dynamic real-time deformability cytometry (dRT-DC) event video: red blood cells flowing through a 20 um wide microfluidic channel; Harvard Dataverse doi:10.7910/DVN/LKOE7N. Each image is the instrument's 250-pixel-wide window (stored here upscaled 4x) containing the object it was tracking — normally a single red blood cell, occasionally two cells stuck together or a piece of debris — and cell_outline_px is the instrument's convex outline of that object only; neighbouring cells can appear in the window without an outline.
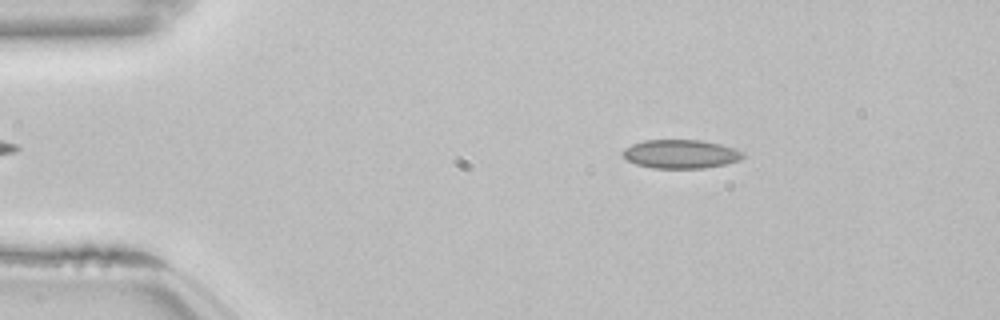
{"species": "common noctule bat (a hibernating species)", "species_latin": "Nyctalus noctula", "temperature_condition": "room temperature", "stored_images_in_passage": 52, "camera_frame_rate_fps": 3000, "um_per_image_px": 0.085, "animal": {"sex": "female", "body_mass_g": 22.7, "forearm_length_mm": 54.2}, "frame": {"image": 1, "passage_image": 8, "time_ms": 2.333, "image_size_px": [1000, 320], "cell_outline_px": [[744, 156], [740, 160], [724, 164], [704, 168], [652, 168], [636, 164], [628, 160], [624, 156], [624, 148], [632, 144], [644, 140], [700, 140], [720, 144], [736, 148], [744, 152]], "centroid_in_image_um": [57.89, 13.09], "position_along_channel_um": 27.1, "area_um2": 20.06}}
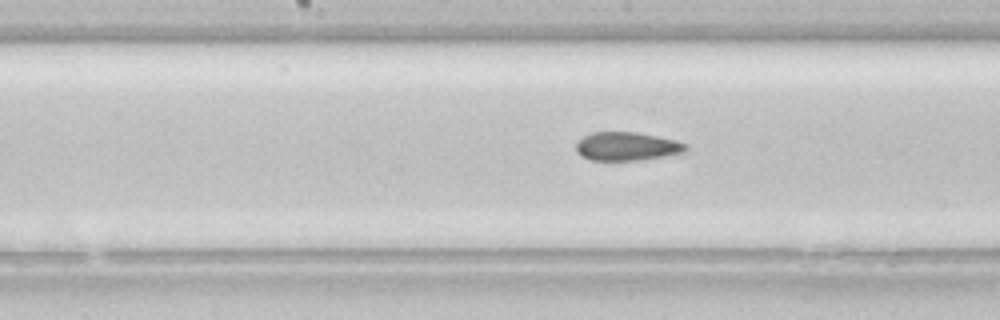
{"frame": {"image": 2, "passage_image": 26, "time_ms": 8.333, "image_size_px": [1000, 320], "cell_outline_px": [[688, 152], [664, 156], [636, 160], [592, 160], [580, 156], [576, 152], [576, 144], [584, 136], [592, 132], [636, 132], [676, 140], [688, 144]], "centroid_in_image_um": [53.31, 12.44], "position_along_channel_um": 194.9, "area_um2": 18.26}}
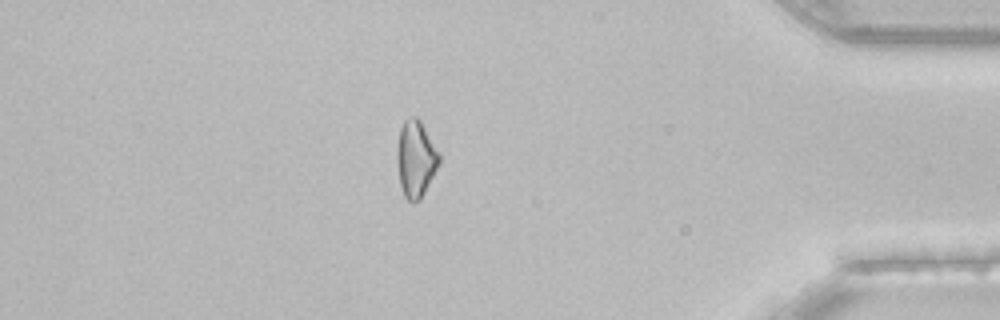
{"frame": {"image": 3, "passage_image": 45, "time_ms": 14.667, "image_size_px": [1000, 320], "cell_outline_px": [[440, 164], [420, 200], [412, 204], [404, 196], [400, 184], [396, 160], [396, 148], [400, 128], [404, 120], [408, 116], [416, 116], [420, 120], [440, 152]], "centroid_in_image_um": [35.34, 13.49], "position_along_channel_um": 399.9, "area_um2": 19.25}, "authors_computed_cell_mechanics": {"area_um2": 19.1896, "velocity_mm_per_s": 3.8579, "shape_relaxation_time_tau1_ms": null, "shape_relaxation_time_tau2_ms": 2.8506, "deformation_change_tau1": null, "deformation_change_tau2": 0.0893}}